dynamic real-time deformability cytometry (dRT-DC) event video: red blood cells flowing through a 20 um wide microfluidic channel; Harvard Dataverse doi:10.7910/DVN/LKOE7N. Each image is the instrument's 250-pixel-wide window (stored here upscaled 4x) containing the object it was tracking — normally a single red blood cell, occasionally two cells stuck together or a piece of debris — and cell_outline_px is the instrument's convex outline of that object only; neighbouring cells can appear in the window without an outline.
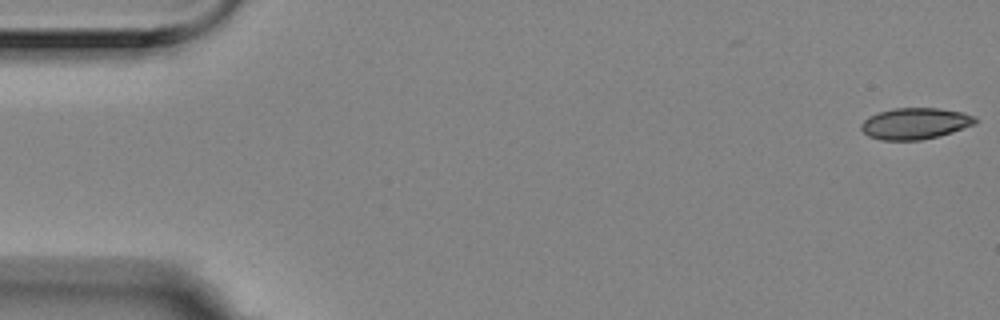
{"species": "Egyptian fruit bat (a non-hibernating species)", "species_latin": "Rousettus aegyptiacus", "temperature_condition": "room temperature", "stored_images_in_passage": 56, "camera_frame_rate_fps": 3000, "um_per_image_px": 0.085, "animal": {"sex": "female"}, "frame": {"image": 1, "passage_image": 1, "time_ms": 0.0, "image_size_px": [1000, 320], "cell_outline_px": [[976, 124], [952, 132], [920, 140], [880, 140], [868, 136], [860, 128], [860, 124], [868, 116], [880, 112], [896, 108], [936, 108], [964, 112], [972, 116], [976, 120]], "centroid_in_image_um": [77.76, 10.5], "position_along_channel_um": 7.2, "area_um2": 20.69}}
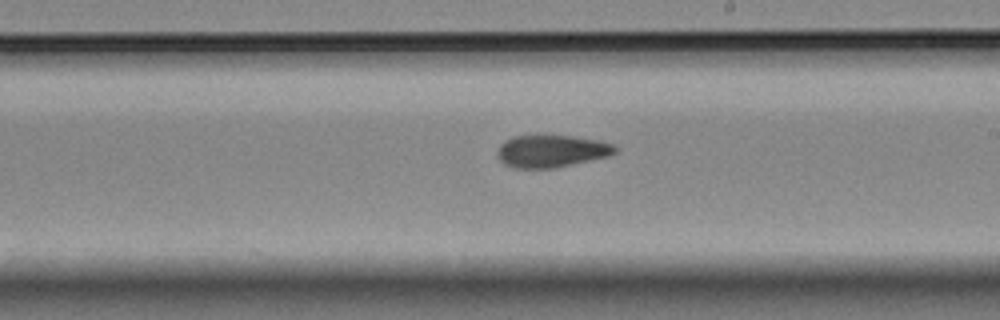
{"frame": {"image": 2, "passage_image": 32, "time_ms": 10.333, "image_size_px": [1000, 320], "cell_outline_px": [[616, 152], [608, 156], [556, 168], [516, 168], [504, 164], [496, 156], [500, 144], [504, 140], [512, 136], [572, 136], [600, 140], [616, 144]], "centroid_in_image_um": [46.87, 12.84], "position_along_channel_um": 242.1, "area_um2": 22.25}}
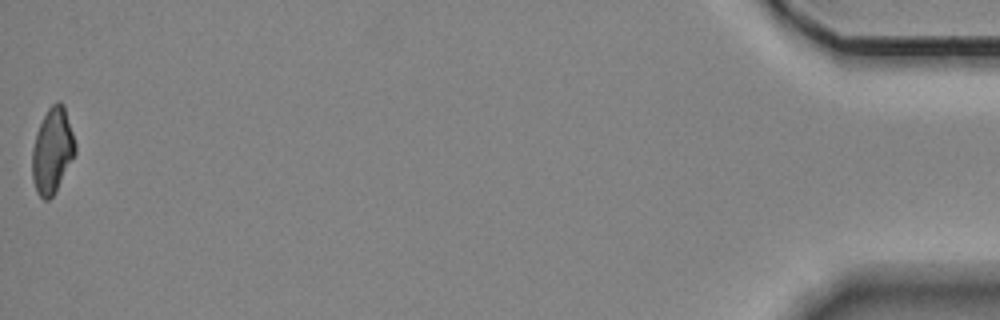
{"frame": {"image": 3, "passage_image": 56, "time_ms": 18.333, "image_size_px": [1000, 320], "cell_outline_px": [[76, 152], [52, 196], [48, 200], [44, 200], [36, 192], [32, 176], [32, 148], [36, 132], [48, 108], [56, 100], [60, 100], [64, 104], [76, 144]], "centroid_in_image_um": [4.44, 12.76], "position_along_channel_um": 430.8, "area_um2": 21.27}, "authors_computed_cell_mechanics": {"area_um2": 22.0796, "velocity_mm_per_s": 3.5565, "shape_relaxation_time_tau1_ms": 8.2859, "shape_relaxation_time_tau2_ms": 6.8204, "deformation_change_tau1": 0.1853, "deformation_change_tau2": 0.1446}}